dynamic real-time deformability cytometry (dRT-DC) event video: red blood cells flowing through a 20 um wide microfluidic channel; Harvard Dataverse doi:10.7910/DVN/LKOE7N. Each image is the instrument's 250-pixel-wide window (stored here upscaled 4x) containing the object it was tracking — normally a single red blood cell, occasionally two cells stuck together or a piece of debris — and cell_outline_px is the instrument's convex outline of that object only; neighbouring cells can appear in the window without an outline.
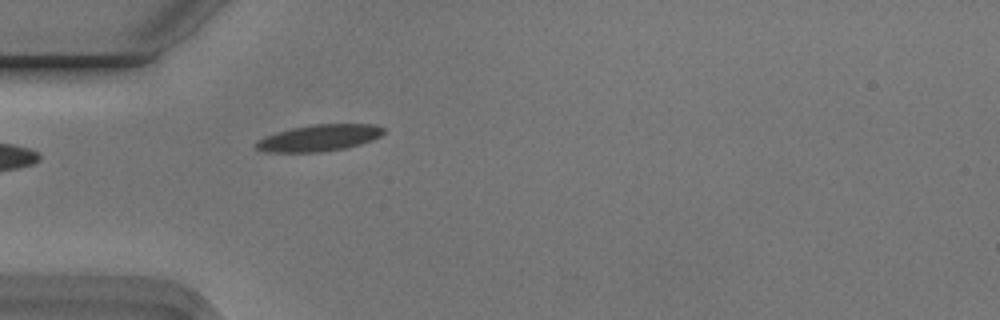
{"species": "Egyptian fruit bat (a non-hibernating species)", "species_latin": "Rousettus aegyptiacus", "temperature_condition": "cold", "stored_images_in_passage": 3, "camera_frame_rate_fps": 3000, "um_per_image_px": 0.085, "animal": {"sex": "male"}, "frame": {"image": 1, "passage_image": 3, "time_ms": 0.667, "image_size_px": [1000, 320], "cell_outline_px": [[384, 132], [380, 136], [372, 140], [360, 144], [344, 148], [320, 152], [268, 152], [256, 148], [252, 144], [256, 140], [276, 132], [292, 128], [312, 124], [376, 124], [384, 128]], "centroid_in_image_um": [27.1, 11.72], "position_along_channel_um": 57.9, "area_um2": 19.77}}